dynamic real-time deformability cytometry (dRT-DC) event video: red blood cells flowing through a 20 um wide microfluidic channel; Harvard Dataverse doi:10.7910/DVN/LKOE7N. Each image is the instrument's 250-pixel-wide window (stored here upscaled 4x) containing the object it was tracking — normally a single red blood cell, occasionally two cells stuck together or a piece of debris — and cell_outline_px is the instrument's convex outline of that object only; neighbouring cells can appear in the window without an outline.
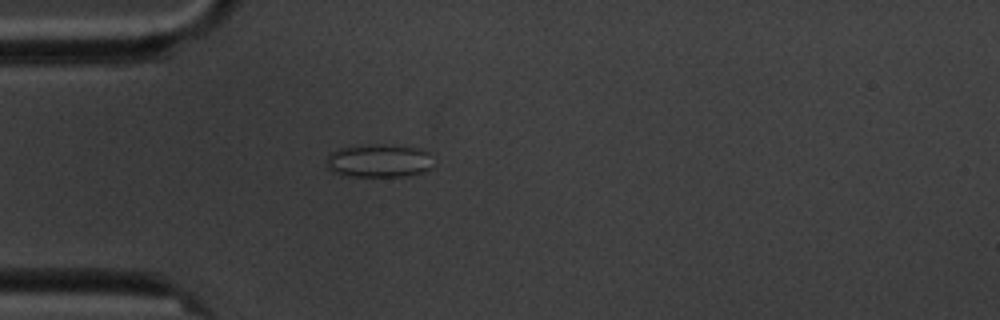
{"species": "common noctule bat (a hibernating species)", "species_latin": "Nyctalus noctula", "temperature_condition": "cold", "stored_images_in_passage": 1, "camera_frame_rate_fps": 3000, "um_per_image_px": 0.085, "animal": {"sex": "male", "body_mass_g": 20.1, "forearm_length_mm": 53.5}, "frame": {"image": 1, "passage_image": 1, "time_ms": 0.0, "image_size_px": [1000, 320], "cell_outline_px": [[432, 168], [424, 172], [404, 176], [348, 176], [332, 172], [328, 168], [324, 160], [336, 148], [348, 144], [380, 144], [420, 148], [428, 152]], "centroid_in_image_um": [32.13, 13.64], "position_along_channel_um": 52.9, "area_um2": 21.15}}